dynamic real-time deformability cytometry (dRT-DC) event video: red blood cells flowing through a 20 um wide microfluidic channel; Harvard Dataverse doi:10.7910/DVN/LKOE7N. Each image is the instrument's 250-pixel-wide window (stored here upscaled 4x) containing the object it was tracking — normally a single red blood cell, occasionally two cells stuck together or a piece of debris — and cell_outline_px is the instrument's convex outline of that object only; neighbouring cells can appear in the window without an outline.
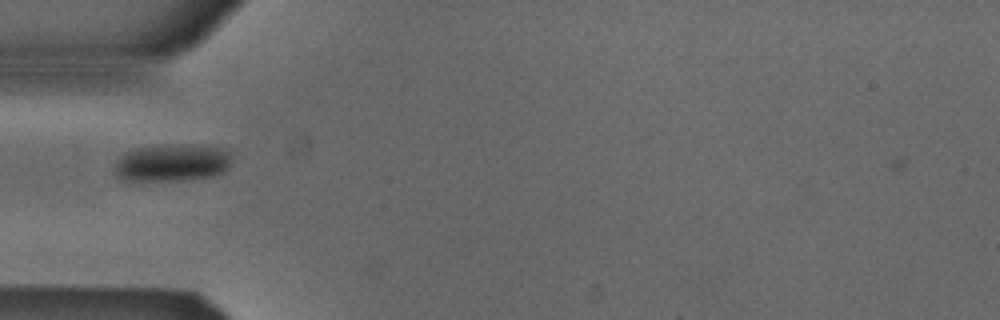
{"species": "Egyptian fruit bat (a non-hibernating species)", "species_latin": "Rousettus aegyptiacus", "temperature_condition": "cold", "stored_images_in_passage": 32, "camera_frame_rate_fps": 3000, "um_per_image_px": 0.085, "animal": {"sex": "male"}, "frame": {"image": 1, "passage_image": 3, "time_ms": 0.667, "image_size_px": [1000, 320], "cell_outline_px": [[232, 160], [228, 168], [224, 172], [212, 176], [192, 180], [120, 180], [112, 172], [116, 160], [124, 152], [136, 148], [172, 144], [208, 144], [232, 152]], "centroid_in_image_um": [14.65, 13.82], "position_along_channel_um": 70.4, "area_um2": 26.36}}
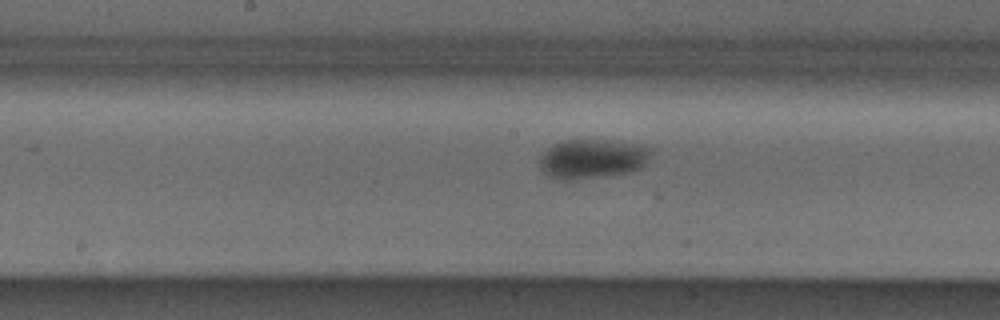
{"frame": {"image": 2, "passage_image": 13, "time_ms": 4.0, "image_size_px": [1000, 320], "cell_outline_px": [[652, 148], [648, 164], [644, 168], [632, 172], [572, 180], [556, 180], [548, 176], [540, 168], [540, 156], [548, 148], [556, 144], [568, 140], [604, 140], [644, 144]], "centroid_in_image_um": [50.42, 13.51], "position_along_channel_um": 197.8, "area_um2": 25.95}}
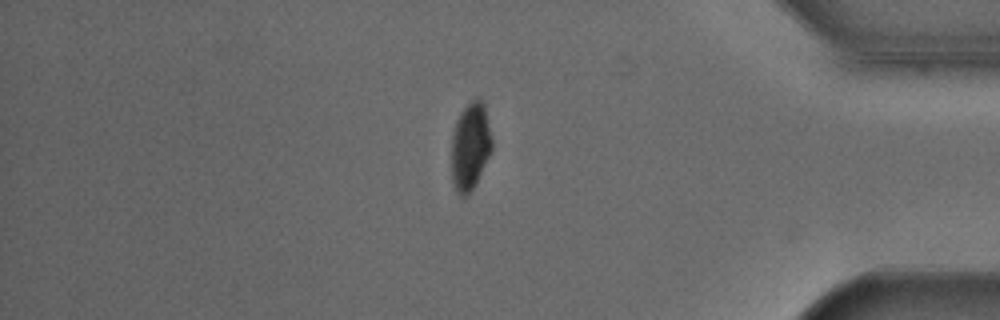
{"frame": {"image": 3, "passage_image": 31, "time_ms": 10.0, "image_size_px": [1000, 320], "cell_outline_px": [[492, 152], [468, 196], [464, 196], [456, 192], [452, 180], [452, 136], [456, 120], [460, 112], [472, 100], [480, 96], [484, 104], [492, 140]], "centroid_in_image_um": [39.98, 12.42], "position_along_channel_um": 395.2, "area_um2": 20.58}, "authors_computed_cell_mechanics": {"area_um2": 25.0274, "velocity_mm_per_s": 3.829, "shape_relaxation_time_tau1_ms": 2.9447, "shape_relaxation_time_tau2_ms": null, "deformation_change_tau1": 0.0588, "deformation_change_tau2": null}}